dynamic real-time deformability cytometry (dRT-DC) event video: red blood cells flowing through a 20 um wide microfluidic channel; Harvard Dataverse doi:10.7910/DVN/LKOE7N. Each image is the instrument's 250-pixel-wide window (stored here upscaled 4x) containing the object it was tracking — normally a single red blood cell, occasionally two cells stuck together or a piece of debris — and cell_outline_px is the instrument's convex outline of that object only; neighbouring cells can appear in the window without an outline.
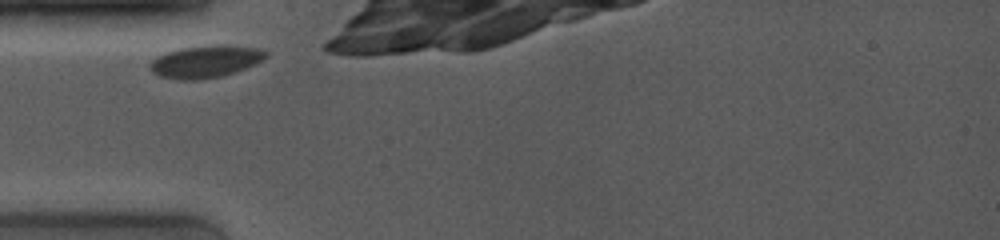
{"species": "common noctule bat (a hibernating species)", "species_latin": "Nyctalus noctula", "temperature_condition": "room temperature", "stored_images_in_passage": 19, "camera_frame_rate_fps": 4000, "um_per_image_px": 0.085, "animal": {"sex": "female", "body_mass_g": 19.0, "forearm_length_mm": 53.3}, "frame": {"image": 1, "passage_image": 1, "time_ms": 0.0, "image_size_px": [1000, 240], "cell_outline_px": [[268, 56], [244, 68], [220, 76], [192, 80], [184, 80], [160, 76], [152, 72], [148, 68], [148, 64], [156, 56], [180, 48], [220, 44], [260, 48], [268, 52]], "centroid_in_image_um": [17.42, 5.21], "position_along_channel_um": 67.6, "area_um2": 21.5}}
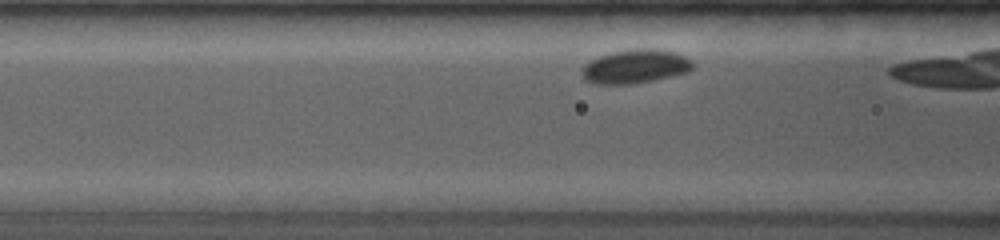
{"frame": {"image": 2, "passage_image": 6, "time_ms": 1.25, "image_size_px": [1000, 240], "cell_outline_px": [[692, 68], [688, 72], [652, 80], [632, 84], [596, 84], [584, 80], [584, 64], [600, 56], [612, 52], [632, 48], [656, 48], [672, 52], [684, 56], [692, 60]], "centroid_in_image_um": [54.01, 5.64], "position_along_channel_um": 112.6, "area_um2": 21.62}}